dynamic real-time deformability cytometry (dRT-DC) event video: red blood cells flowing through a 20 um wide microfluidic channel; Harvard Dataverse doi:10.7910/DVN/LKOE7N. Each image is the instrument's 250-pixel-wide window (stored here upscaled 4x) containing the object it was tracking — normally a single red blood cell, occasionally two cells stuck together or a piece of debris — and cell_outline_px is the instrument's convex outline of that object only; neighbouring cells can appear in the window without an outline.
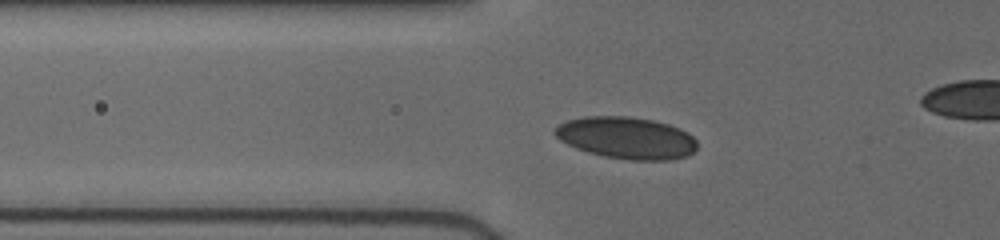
{"species": "human", "species_latin": "Homo sapiens", "temperature_condition": "cold", "stored_images_in_passage": 5, "segment_of_instrument_passage": [1, 2], "camera_frame_rate_fps": 3000, "um_per_image_px": 0.085, "donor": {"sex": "female"}, "frame": {"image": 1, "passage_image": 3, "time_ms": 1.333, "image_size_px": [1000, 240], "cell_outline_px": [[696, 148], [688, 156], [668, 160], [628, 160], [604, 156], [588, 152], [576, 148], [560, 140], [552, 132], [560, 124], [568, 120], [584, 116], [632, 116], [652, 120], [668, 124], [680, 128], [688, 132], [696, 140]], "centroid_in_image_um": [53.26, 11.71], "position_along_channel_um": 72.5, "area_um2": 34.8}}